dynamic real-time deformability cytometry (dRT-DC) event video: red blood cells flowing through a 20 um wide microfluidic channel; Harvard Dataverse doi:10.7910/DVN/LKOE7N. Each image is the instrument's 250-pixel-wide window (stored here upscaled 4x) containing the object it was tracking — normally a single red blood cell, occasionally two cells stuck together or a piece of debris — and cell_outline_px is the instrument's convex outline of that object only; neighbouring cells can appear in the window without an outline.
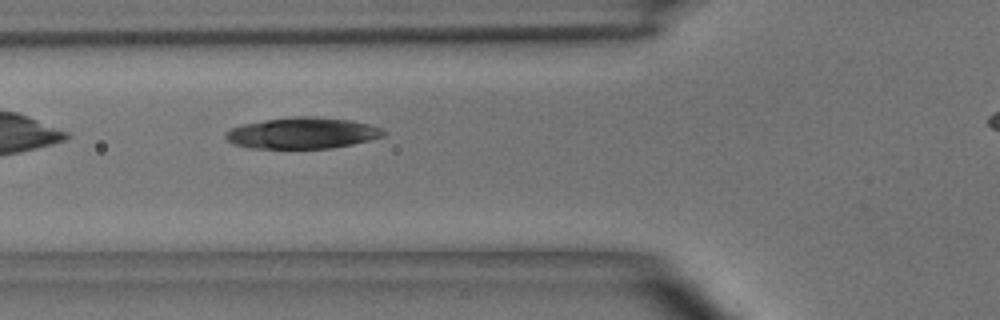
{"species": "common noctule bat (a hibernating species)", "species_latin": "Nyctalus noctula", "temperature_condition": "room temperature", "stored_images_in_passage": 3, "segment_of_instrument_passage": [1, 2], "camera_frame_rate_fps": 3000, "um_per_image_px": 0.085, "animal": {"sex": "male", "body_mass_g": 15.6}, "frame": {"image": 1, "passage_image": 2, "time_ms": 1.0, "image_size_px": [1000, 320], "cell_outline_px": [[384, 136], [352, 144], [332, 148], [248, 148], [232, 144], [224, 136], [224, 132], [240, 124], [264, 120], [296, 116], [316, 116], [352, 120], [368, 124], [380, 128], [384, 132]], "centroid_in_image_um": [25.65, 11.31], "position_along_channel_um": 100.2, "area_um2": 28.78}}